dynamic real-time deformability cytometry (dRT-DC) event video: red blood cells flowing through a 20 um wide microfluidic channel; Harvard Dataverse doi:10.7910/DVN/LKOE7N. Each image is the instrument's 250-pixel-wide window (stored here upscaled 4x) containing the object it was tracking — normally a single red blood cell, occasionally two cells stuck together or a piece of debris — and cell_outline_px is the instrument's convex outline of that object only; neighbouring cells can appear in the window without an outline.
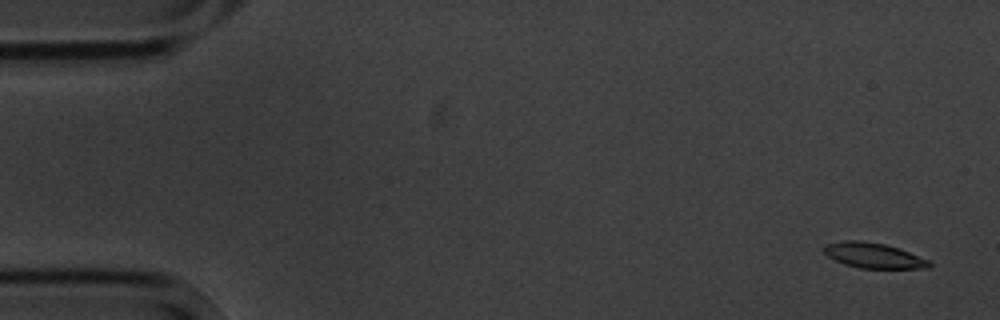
{"species": "common noctule bat (a hibernating species)", "species_latin": "Nyctalus noctula", "temperature_condition": "cold", "stored_images_in_passage": 5, "camera_frame_rate_fps": 3000, "um_per_image_px": 0.085, "animal": {"sex": "male", "body_mass_g": 20.1, "forearm_length_mm": 53.5}, "frame": {"image": 1, "passage_image": 1, "time_ms": 0.0, "image_size_px": [1000, 320], "cell_outline_px": [[932, 268], [860, 268], [844, 264], [828, 256], [824, 252], [824, 244], [844, 240], [860, 240], [884, 244], [900, 248], [928, 260], [932, 264]], "centroid_in_image_um": [74.25, 21.71], "position_along_channel_um": 10.7, "area_um2": 15.49}}
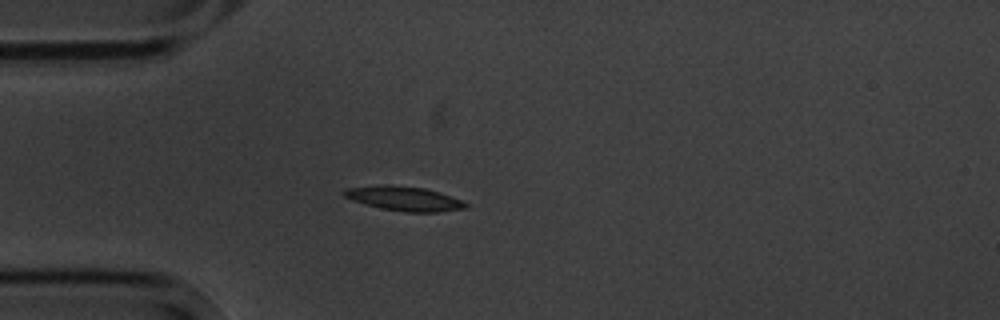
{"frame": {"image": 2, "passage_image": 4, "time_ms": 4.333, "image_size_px": [1000, 320], "cell_outline_px": [[468, 208], [436, 212], [404, 212], [380, 208], [364, 204], [352, 200], [344, 196], [340, 192], [344, 188], [428, 188], [440, 192], [460, 200], [468, 204]], "centroid_in_image_um": [34.42, 16.94], "position_along_channel_um": 50.6, "area_um2": 16.3}}